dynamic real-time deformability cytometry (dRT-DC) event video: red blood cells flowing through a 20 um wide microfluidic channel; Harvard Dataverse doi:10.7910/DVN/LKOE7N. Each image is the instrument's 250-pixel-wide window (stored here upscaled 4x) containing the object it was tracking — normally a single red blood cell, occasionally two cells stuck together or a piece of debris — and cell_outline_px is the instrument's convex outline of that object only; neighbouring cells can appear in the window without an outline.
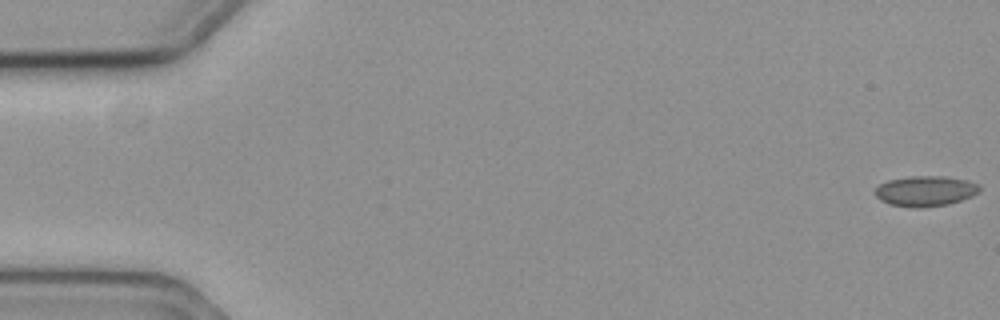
{"species": "common noctule bat (a hibernating species)", "species_latin": "Nyctalus noctula", "temperature_condition": "cold", "stored_images_in_passage": 21, "camera_frame_rate_fps": 3000, "um_per_image_px": 0.085, "animal": {"sex": "female", "body_mass_g": 19.3, "forearm_length_mm": 54.1}, "frame": {"image": 1, "passage_image": 1, "time_ms": 0.0, "image_size_px": [1000, 320], "cell_outline_px": [[980, 188], [972, 196], [948, 204], [920, 208], [912, 208], [888, 204], [880, 200], [876, 196], [876, 188], [880, 184], [888, 180], [908, 176], [944, 176], [968, 180], [980, 184]], "centroid_in_image_um": [78.65, 16.24], "position_along_channel_um": 6.4, "area_um2": 18.55}}
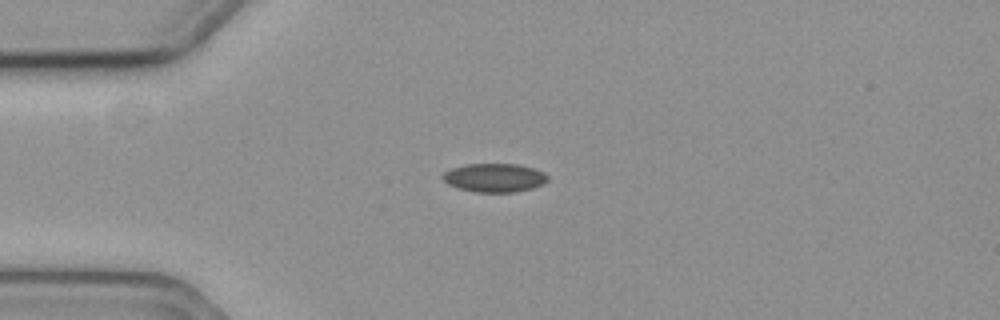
{"frame": {"image": 2, "passage_image": 15, "time_ms": 4.667, "image_size_px": [1000, 320], "cell_outline_px": [[548, 180], [544, 184], [532, 188], [516, 192], [472, 192], [448, 184], [440, 176], [444, 172], [452, 168], [468, 164], [516, 164], [532, 168], [544, 172], [548, 176]], "centroid_in_image_um": [42.04, 15.11], "position_along_channel_um": 43.0, "area_um2": 17.51}}
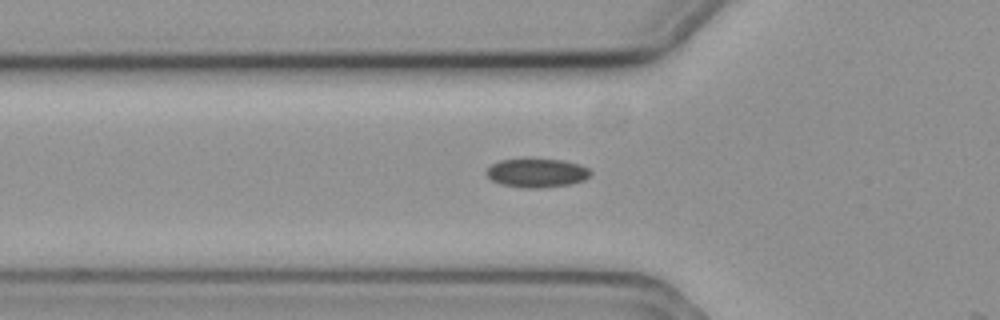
{"frame": {"image": 3, "passage_image": 20, "time_ms": 6.333, "image_size_px": [1000, 320], "cell_outline_px": [[592, 172], [584, 180], [568, 184], [540, 188], [524, 188], [500, 184], [492, 180], [484, 172], [492, 164], [500, 160], [524, 156], [528, 156], [564, 160], [580, 164], [588, 168]], "centroid_in_image_um": [45.59, 14.64], "position_along_channel_um": 80.2, "area_um2": 18.21}}